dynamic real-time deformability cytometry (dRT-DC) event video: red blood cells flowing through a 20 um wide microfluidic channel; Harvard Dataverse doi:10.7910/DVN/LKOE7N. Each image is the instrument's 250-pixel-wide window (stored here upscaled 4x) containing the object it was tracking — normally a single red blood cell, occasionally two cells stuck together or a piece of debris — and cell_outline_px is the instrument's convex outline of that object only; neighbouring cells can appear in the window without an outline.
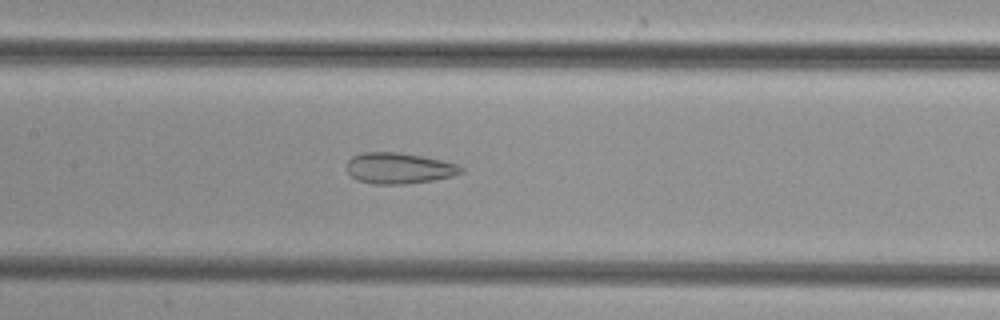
{"species": "common noctule bat (a hibernating species)", "species_latin": "Nyctalus noctula", "temperature_condition": "cold", "stored_images_in_passage": 50, "camera_frame_rate_fps": 3000, "um_per_image_px": 0.085, "animal": {"sex": "female", "body_mass_g": 29.2, "forearm_length_mm": 56.3}, "frame": {"image": 1, "passage_image": 24, "time_ms": 7.667, "image_size_px": [1000, 320], "cell_outline_px": [[464, 172], [452, 176], [432, 180], [408, 184], [372, 184], [356, 180], [348, 172], [348, 160], [352, 156], [364, 152], [400, 152], [424, 156], [460, 164], [464, 168]], "centroid_in_image_um": [33.95, 14.29], "position_along_channel_um": 173.4, "area_um2": 20.87}}
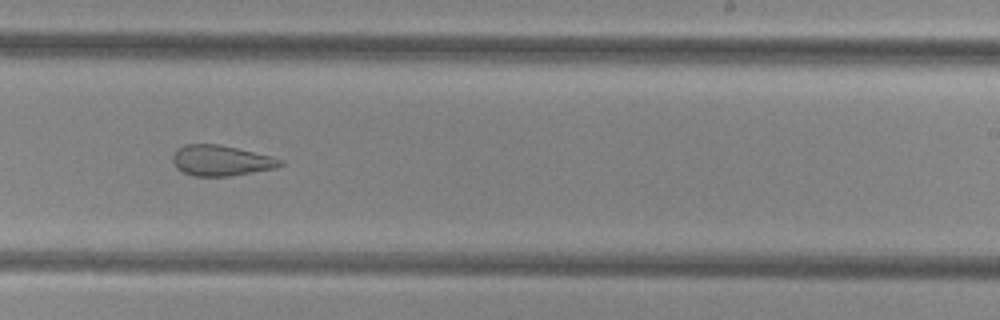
{"frame": {"image": 2, "passage_image": 31, "time_ms": 10.0, "image_size_px": [1000, 320], "cell_outline_px": [[284, 164], [276, 168], [232, 176], [192, 176], [176, 168], [172, 160], [172, 156], [184, 144], [220, 144], [272, 156], [284, 160]], "centroid_in_image_um": [18.82, 13.65], "position_along_channel_um": 270.2, "area_um2": 19.25}}
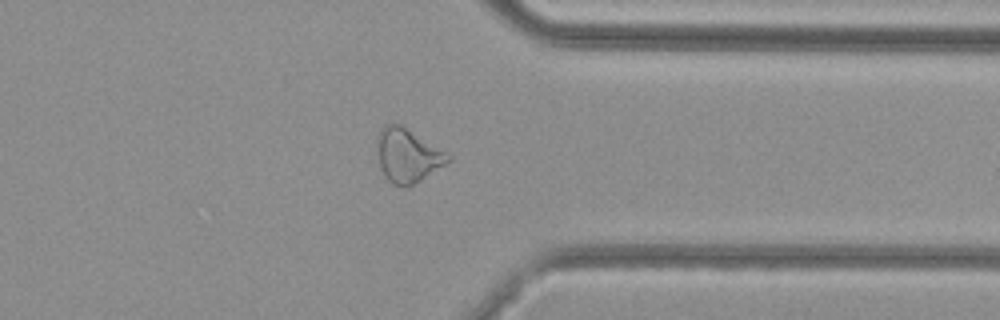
{"frame": {"image": 3, "passage_image": 39, "time_ms": 12.667, "image_size_px": [1000, 320], "cell_outline_px": [[452, 160], [420, 180], [412, 184], [392, 184], [384, 176], [380, 168], [376, 144], [376, 136], [384, 124], [392, 120], [400, 124], [452, 156]], "centroid_in_image_um": [34.6, 13.16], "position_along_channel_um": 376.8, "area_um2": 22.08}}